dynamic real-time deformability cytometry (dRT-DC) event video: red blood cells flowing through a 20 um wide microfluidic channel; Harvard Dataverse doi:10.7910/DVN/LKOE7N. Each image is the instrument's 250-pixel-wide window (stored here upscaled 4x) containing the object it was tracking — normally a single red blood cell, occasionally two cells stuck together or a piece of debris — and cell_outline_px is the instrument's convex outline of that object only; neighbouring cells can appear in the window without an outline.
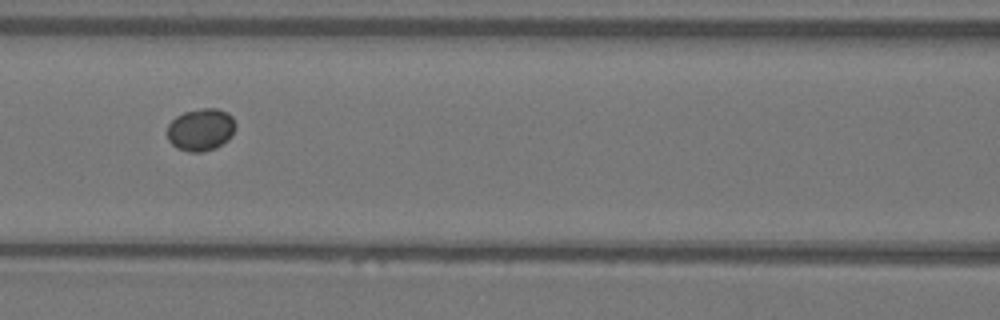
{"species": "Egyptian fruit bat (a non-hibernating species)", "species_latin": "Rousettus aegyptiacus", "temperature_condition": "warm", "stored_images_in_passage": 8, "camera_frame_rate_fps": 3000, "um_per_image_px": 0.085, "animal": {"sex": "female"}, "frame": {"image": 1, "passage_image": 6, "time_ms": 1.667, "image_size_px": [1000, 320], "cell_outline_px": [[236, 128], [232, 136], [228, 140], [216, 148], [204, 152], [188, 152], [176, 148], [168, 140], [168, 124], [176, 116], [184, 112], [200, 108], [216, 108], [228, 112], [232, 116], [236, 124]], "centroid_in_image_um": [17.09, 11.02], "position_along_channel_um": 149.5, "area_um2": 17.17}}
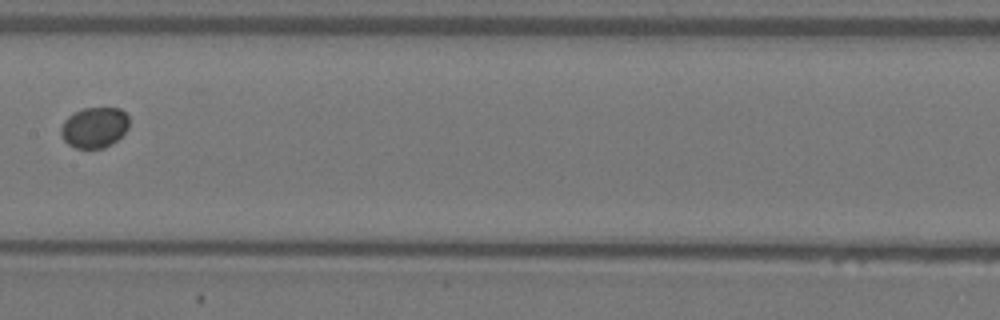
{"frame": {"image": 2, "passage_image": 7, "time_ms": 2.0, "image_size_px": [1000, 320], "cell_outline_px": [[128, 128], [112, 144], [104, 148], [76, 148], [68, 144], [64, 140], [60, 132], [60, 128], [64, 120], [68, 116], [84, 108], [120, 108], [128, 116]], "centroid_in_image_um": [8.01, 10.84], "position_along_channel_um": 199.4, "area_um2": 16.07}}
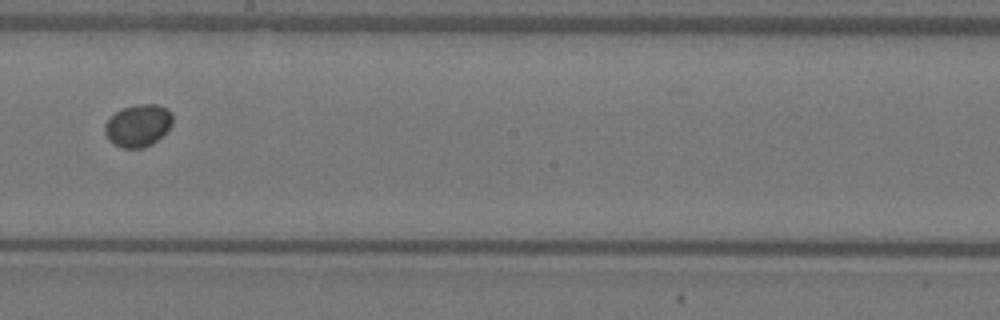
{"frame": {"image": 3, "passage_image": 8, "time_ms": 2.333, "image_size_px": [1000, 320], "cell_outline_px": [[172, 124], [152, 144], [144, 148], [124, 148], [108, 140], [104, 132], [104, 124], [116, 112], [124, 108], [136, 104], [156, 104], [168, 108], [172, 112]], "centroid_in_image_um": [11.73, 10.66], "position_along_channel_um": 236.5, "area_um2": 16.59}}